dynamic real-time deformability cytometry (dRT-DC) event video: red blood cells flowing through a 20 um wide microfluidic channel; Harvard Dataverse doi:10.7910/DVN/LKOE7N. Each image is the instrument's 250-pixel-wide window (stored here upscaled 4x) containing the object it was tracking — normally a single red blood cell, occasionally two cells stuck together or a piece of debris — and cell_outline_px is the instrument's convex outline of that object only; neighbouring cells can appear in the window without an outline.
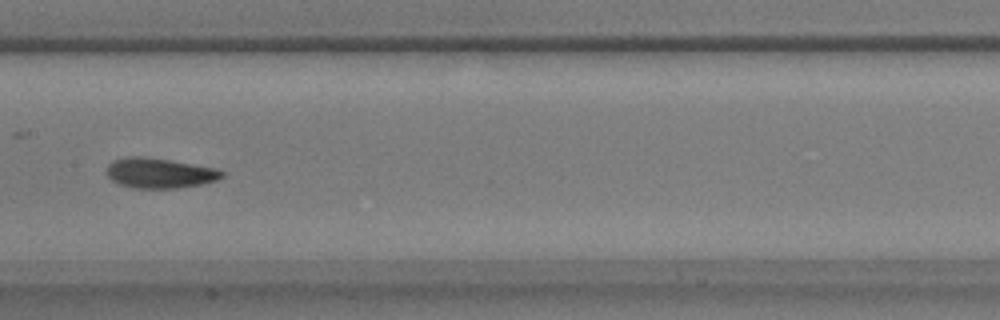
{"species": "common noctule bat (a hibernating species)", "species_latin": "Nyctalus noctula", "temperature_condition": "warm", "stored_images_in_passage": 44, "camera_frame_rate_fps": 3000, "um_per_image_px": 0.085, "animal": {"sex": "male", "body_mass_g": 17.9}, "frame": {"image": 1, "passage_image": 18, "time_ms": 5.667, "image_size_px": [1000, 320], "cell_outline_px": [[224, 176], [216, 180], [200, 184], [176, 188], [132, 188], [120, 184], [112, 180], [108, 176], [108, 164], [112, 160], [124, 156], [144, 156], [172, 160], [216, 168], [224, 172]], "centroid_in_image_um": [13.55, 14.69], "position_along_channel_um": 193.9, "area_um2": 20.29}}
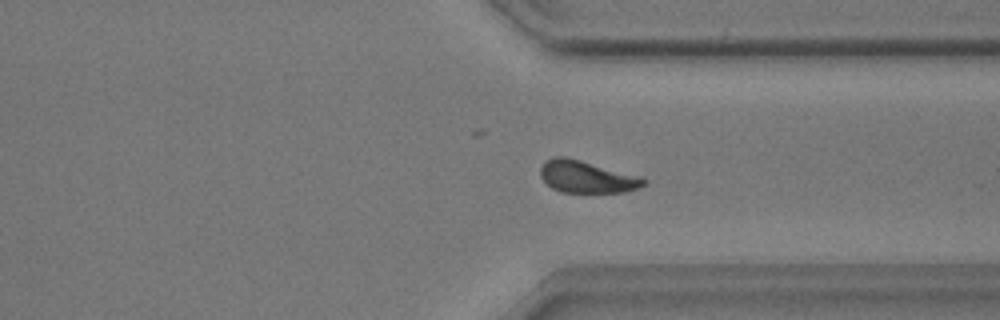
{"frame": {"image": 2, "passage_image": 31, "time_ms": 10.0, "image_size_px": [1000, 320], "cell_outline_px": [[644, 184], [640, 188], [624, 192], [564, 192], [552, 188], [540, 176], [540, 168], [544, 160], [552, 156], [564, 156], [580, 160], [640, 176], [644, 180]], "centroid_in_image_um": [49.83, 15.02], "position_along_channel_um": 361.6, "area_um2": 19.19}}
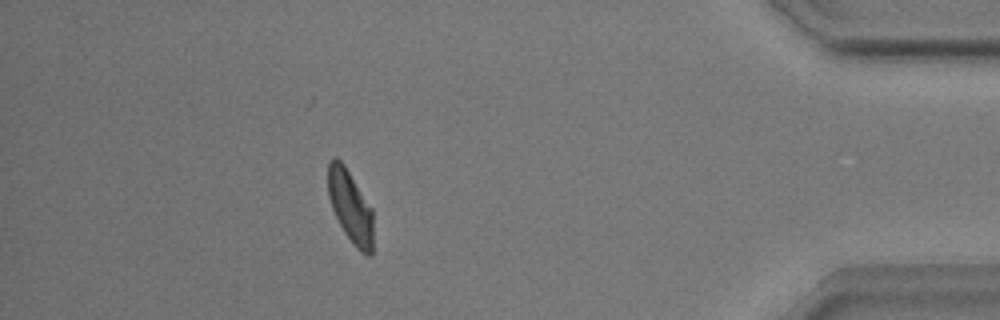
{"frame": {"image": 3, "passage_image": 38, "time_ms": 12.333, "image_size_px": [1000, 320], "cell_outline_px": [[372, 256], [368, 256], [360, 252], [352, 244], [344, 232], [332, 208], [328, 196], [328, 160], [332, 156], [336, 156], [344, 164], [372, 208]], "centroid_in_image_um": [29.76, 17.54], "position_along_channel_um": 405.4, "area_um2": 19.13}, "authors_computed_cell_mechanics": {"area_um2": 19.5653, "velocity_mm_per_s": 3.8765, "shape_relaxation_time_tau1_ms": 3.3536, "shape_relaxation_time_tau2_ms": 2.1001, "deformation_change_tau1": 0.1583, "deformation_change_tau2": 0.0879}}